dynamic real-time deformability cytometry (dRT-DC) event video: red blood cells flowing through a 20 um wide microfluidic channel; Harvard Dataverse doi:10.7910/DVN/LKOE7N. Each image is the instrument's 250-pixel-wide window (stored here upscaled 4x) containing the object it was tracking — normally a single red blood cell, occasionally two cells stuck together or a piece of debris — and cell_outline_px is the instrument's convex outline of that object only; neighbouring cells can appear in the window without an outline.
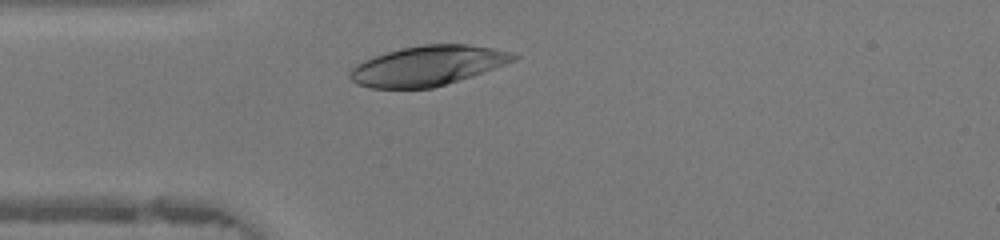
{"species": "human", "species_latin": "Homo sapiens", "temperature_condition": "warm", "stored_images_in_passage": 23, "camera_frame_rate_fps": 3000, "um_per_image_px": 0.085, "donor": {"sex": "female"}, "frame": {"image": 1, "passage_image": 5, "time_ms": 1.333, "image_size_px": [1000, 240], "cell_outline_px": [[520, 56], [516, 60], [472, 76], [432, 88], [372, 88], [356, 84], [348, 76], [348, 72], [356, 64], [364, 60], [400, 48], [424, 44], [468, 44], [492, 48], [508, 52]], "centroid_in_image_um": [36.33, 5.58], "position_along_channel_um": 48.7, "area_um2": 37.74}}
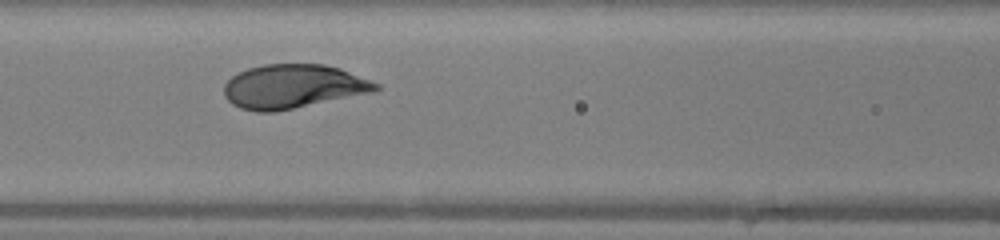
{"frame": {"image": 2, "passage_image": 12, "time_ms": 3.667, "image_size_px": [1000, 240], "cell_outline_px": [[380, 88], [376, 92], [276, 112], [256, 112], [240, 108], [232, 104], [224, 96], [224, 84], [232, 76], [248, 68], [264, 64], [324, 64], [340, 68], [372, 80], [380, 84]], "centroid_in_image_um": [24.95, 7.36], "position_along_channel_um": 141.6, "area_um2": 39.3}}
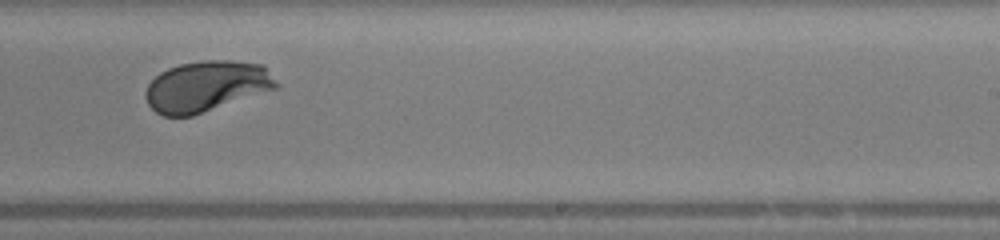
{"frame": {"image": 3, "passage_image": 21, "time_ms": 6.667, "image_size_px": [1000, 240], "cell_outline_px": [[280, 84], [276, 88], [192, 116], [164, 116], [156, 112], [148, 104], [144, 96], [144, 92], [148, 84], [160, 72], [168, 68], [180, 64], [200, 60], [232, 60], [264, 64]], "centroid_in_image_um": [17.54, 7.32], "position_along_channel_um": 271.5, "area_um2": 38.78}}